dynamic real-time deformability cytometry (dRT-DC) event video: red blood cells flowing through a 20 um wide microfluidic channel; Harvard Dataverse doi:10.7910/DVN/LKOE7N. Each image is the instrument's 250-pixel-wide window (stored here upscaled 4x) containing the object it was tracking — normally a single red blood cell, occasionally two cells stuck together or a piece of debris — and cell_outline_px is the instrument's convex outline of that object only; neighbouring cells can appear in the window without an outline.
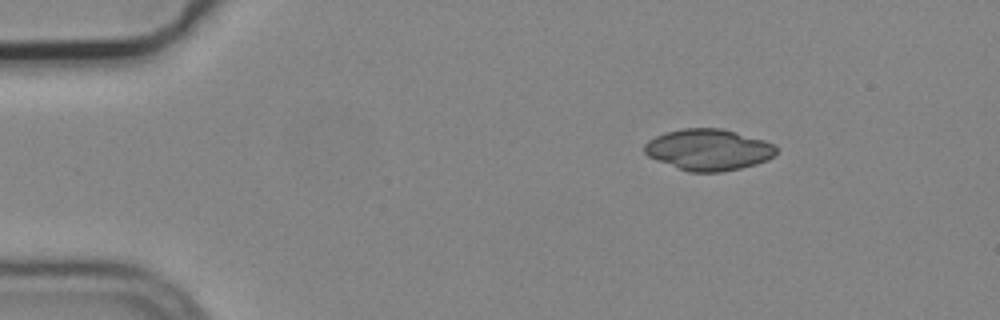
{"species": "common noctule bat (a hibernating species)", "species_latin": "Nyctalus noctula", "temperature_condition": "cold", "stored_images_in_passage": 3, "camera_frame_rate_fps": 3000, "um_per_image_px": 0.085, "animal": {"sex": "male", "body_mass_g": 19.2, "forearm_length_mm": 51.8}, "frame": {"image": 1, "passage_image": 1, "time_ms": 0.0, "image_size_px": [1000, 320], "cell_outline_px": [[776, 152], [768, 160], [756, 164], [740, 168], [720, 172], [688, 172], [656, 160], [648, 156], [644, 152], [644, 144], [648, 140], [664, 132], [684, 128], [720, 128], [736, 132], [764, 140], [776, 144]], "centroid_in_image_um": [60.2, 12.72], "position_along_channel_um": 24.8, "area_um2": 31.79}}